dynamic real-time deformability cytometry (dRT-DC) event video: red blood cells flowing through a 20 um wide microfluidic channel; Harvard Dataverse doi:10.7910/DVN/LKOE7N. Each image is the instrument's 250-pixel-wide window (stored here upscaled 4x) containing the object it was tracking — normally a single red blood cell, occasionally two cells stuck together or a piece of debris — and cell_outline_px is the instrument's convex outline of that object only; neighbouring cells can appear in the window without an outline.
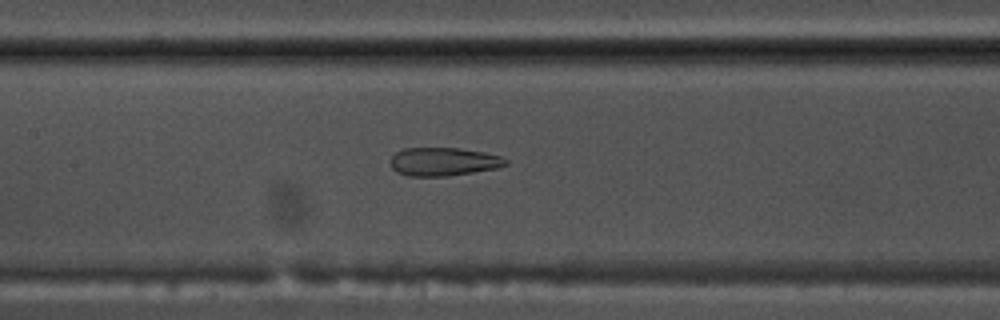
{"species": "common noctule bat (a hibernating species)", "species_latin": "Nyctalus noctula", "temperature_condition": "warm", "stored_images_in_passage": 55, "camera_frame_rate_fps": 3000, "um_per_image_px": 0.085, "animal": {"sex": "male", "body_mass_g": 17.5, "forearm_length_mm": 52.3}, "frame": {"image": 1, "passage_image": 26, "time_ms": 8.333, "image_size_px": [1000, 320], "cell_outline_px": [[508, 164], [496, 168], [448, 176], [408, 176], [396, 172], [392, 168], [388, 160], [396, 152], [404, 148], [460, 148], [484, 152], [500, 156], [508, 160]], "centroid_in_image_um": [37.66, 13.74], "position_along_channel_um": 169.7, "area_um2": 19.13}}
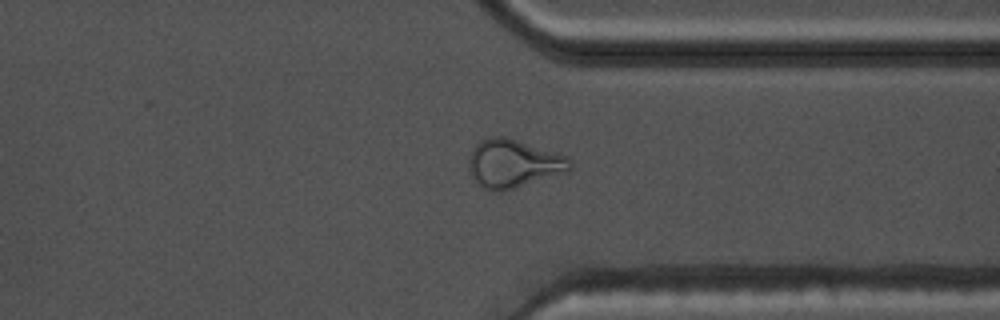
{"frame": {"image": 2, "passage_image": 42, "time_ms": 13.667, "image_size_px": [1000, 320], "cell_outline_px": [[572, 168], [568, 172], [500, 192], [496, 192], [484, 188], [472, 176], [468, 164], [468, 156], [476, 144], [480, 140], [492, 136], [504, 136], [568, 156], [572, 160]], "centroid_in_image_um": [43.65, 13.89], "position_along_channel_um": 367.7, "area_um2": 28.44}}
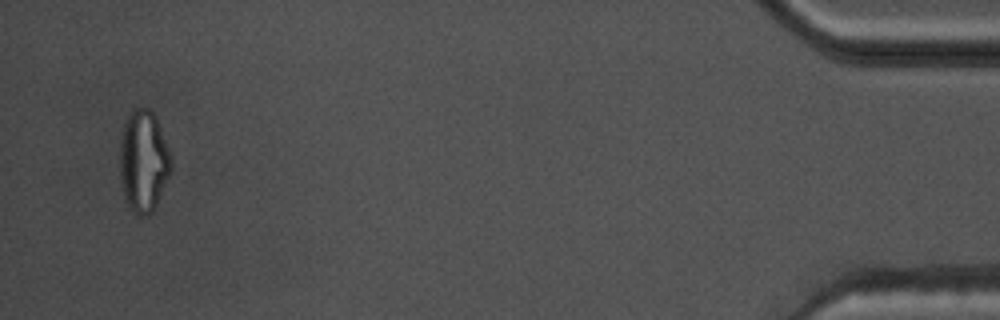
{"frame": {"image": 3, "passage_image": 53, "time_ms": 17.333, "image_size_px": [1000, 320], "cell_outline_px": [[172, 172], [152, 212], [148, 216], [136, 216], [128, 208], [120, 184], [120, 136], [124, 120], [132, 108], [148, 108], [156, 116], [172, 156]], "centroid_in_image_um": [12.19, 13.7], "position_along_channel_um": 423.0, "area_um2": 31.27}, "authors_computed_cell_mechanics": {"area_um2": 25.8944, "velocity_mm_per_s": 3.7334, "shape_relaxation_time_tau1_ms": null, "shape_relaxation_time_tau2_ms": 1.6496, "deformation_change_tau1": null, "deformation_change_tau2": 0.1056}}